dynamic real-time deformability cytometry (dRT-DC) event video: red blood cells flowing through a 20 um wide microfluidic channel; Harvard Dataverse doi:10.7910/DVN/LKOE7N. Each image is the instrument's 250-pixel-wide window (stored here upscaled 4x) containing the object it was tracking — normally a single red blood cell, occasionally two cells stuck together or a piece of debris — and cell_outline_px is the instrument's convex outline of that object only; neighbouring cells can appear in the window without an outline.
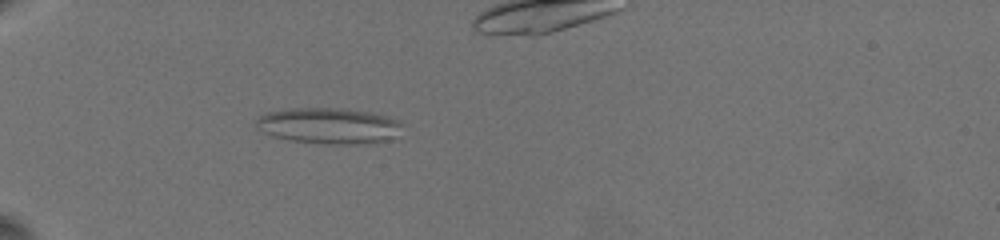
{"species": "common noctule bat (a hibernating species)", "species_latin": "Nyctalus noctula", "temperature_condition": "warm", "stored_images_in_passage": 31, "segment_of_instrument_passage": [1, 2], "camera_frame_rate_fps": 3000, "um_per_image_px": 0.085, "animal": {"sex": "female", "body_mass_g": 19.5, "forearm_length_mm": 54.1}, "frame": {"image": 1, "passage_image": 17, "time_ms": 7.667, "image_size_px": [1000, 240], "cell_outline_px": [[400, 124], [392, 136], [388, 140], [360, 144], [324, 144], [292, 140], [272, 136], [256, 128], [256, 116], [268, 112], [288, 108], [344, 108], [372, 112], [388, 116], [400, 120]], "centroid_in_image_um": [27.87, 10.67], "position_along_channel_um": 57.1, "area_um2": 30.58}}
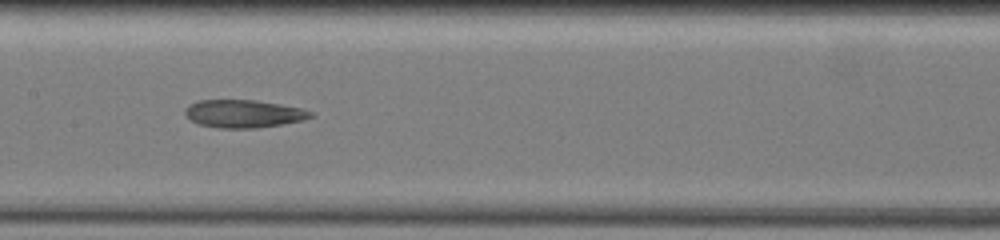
{"frame": {"image": 2, "passage_image": 24, "time_ms": 12.0, "image_size_px": [1000, 240], "cell_outline_px": [[312, 116], [300, 120], [280, 124], [256, 128], [220, 128], [200, 124], [184, 116], [184, 108], [188, 104], [196, 100], [256, 100], [280, 104], [300, 108], [312, 112]], "centroid_in_image_um": [20.62, 9.65], "position_along_channel_um": 186.8, "area_um2": 20.23}}
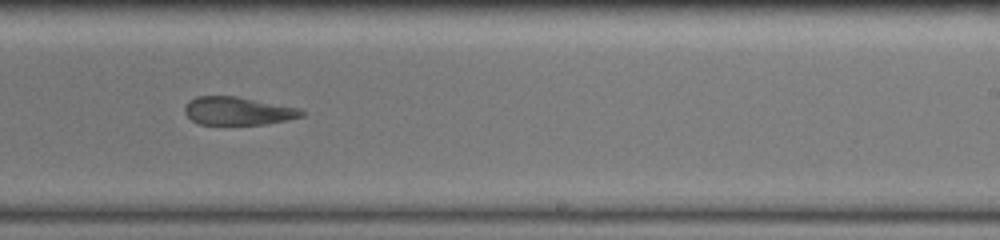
{"frame": {"image": 3, "passage_image": 28, "time_ms": 14.333, "image_size_px": [1000, 240], "cell_outline_px": [[304, 116], [288, 120], [264, 124], [200, 124], [192, 120], [184, 112], [184, 108], [188, 100], [196, 96], [236, 96], [300, 108], [304, 112]], "centroid_in_image_um": [20.22, 9.42], "position_along_channel_um": 268.8, "area_um2": 19.13}}